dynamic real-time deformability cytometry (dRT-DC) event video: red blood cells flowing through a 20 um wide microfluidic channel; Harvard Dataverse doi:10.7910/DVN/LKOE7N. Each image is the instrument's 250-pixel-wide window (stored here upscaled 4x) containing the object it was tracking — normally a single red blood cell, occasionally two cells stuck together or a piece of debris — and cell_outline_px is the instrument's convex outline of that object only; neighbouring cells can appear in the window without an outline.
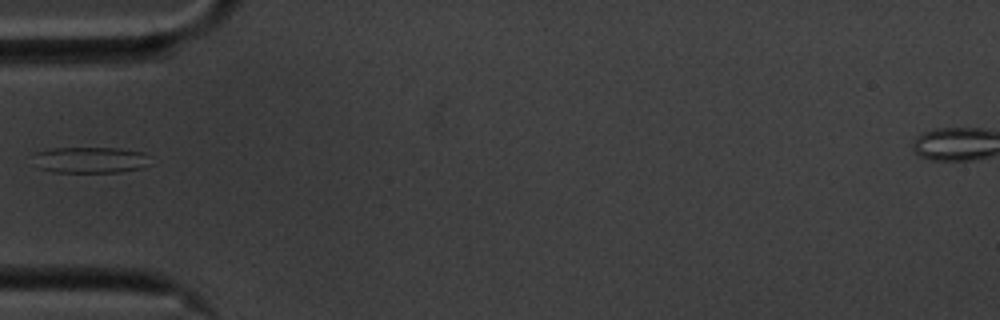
{"species": "common noctule bat (a hibernating species)", "species_latin": "Nyctalus noctula", "temperature_condition": "cold", "stored_images_in_passage": 39, "camera_frame_rate_fps": 3000, "um_per_image_px": 0.085, "animal": {"sex": "male", "body_mass_g": 20.1, "forearm_length_mm": 53.5}, "frame": {"image": 1, "passage_image": 1, "time_ms": 0.0, "image_size_px": [1000, 320], "cell_outline_px": [[152, 164], [144, 168], [120, 172], [56, 172], [40, 168], [36, 152], [48, 148], [120, 148], [144, 152]], "centroid_in_image_um": [7.8, 13.59], "position_along_channel_um": 77.2, "area_um2": 17.74}}
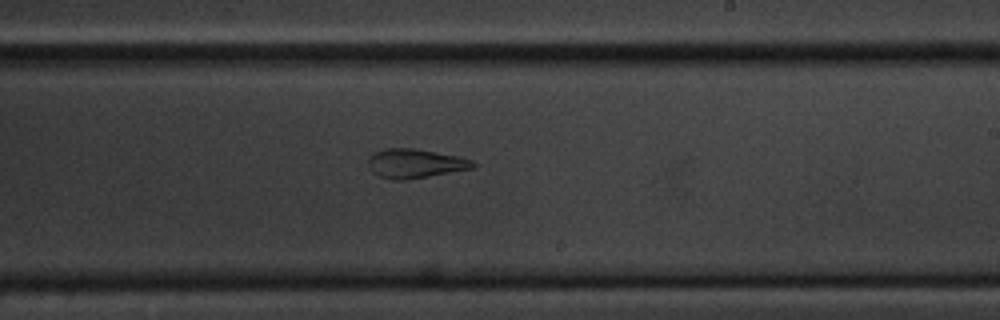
{"frame": {"image": 2, "passage_image": 16, "time_ms": 5.0, "image_size_px": [1000, 320], "cell_outline_px": [[476, 164], [472, 168], [428, 176], [404, 180], [392, 180], [380, 176], [372, 172], [368, 168], [368, 160], [376, 152], [384, 148], [416, 148], [456, 156], [472, 160]], "centroid_in_image_um": [35.25, 13.89], "position_along_channel_um": 253.8, "area_um2": 17.57}}
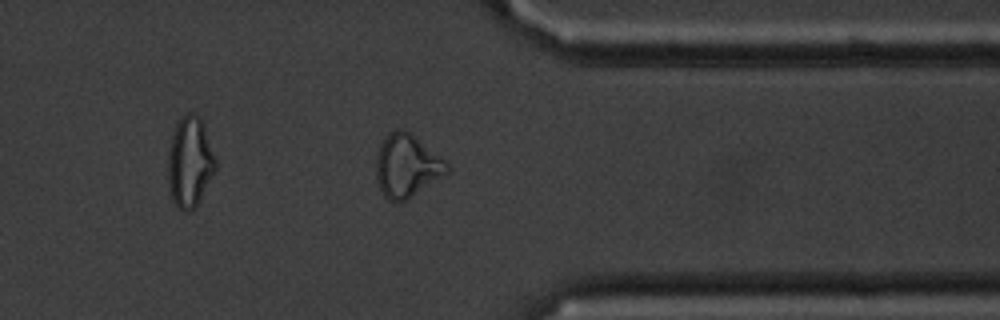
{"frame": {"image": 3, "passage_image": 27, "time_ms": 8.667, "image_size_px": [1000, 320], "cell_outline_px": [[448, 172], [408, 200], [388, 200], [384, 196], [380, 188], [376, 176], [376, 156], [380, 144], [388, 132], [396, 128], [404, 128], [444, 160], [448, 164]], "centroid_in_image_um": [34.54, 14.08], "position_along_channel_um": 376.9, "area_um2": 25.66}}